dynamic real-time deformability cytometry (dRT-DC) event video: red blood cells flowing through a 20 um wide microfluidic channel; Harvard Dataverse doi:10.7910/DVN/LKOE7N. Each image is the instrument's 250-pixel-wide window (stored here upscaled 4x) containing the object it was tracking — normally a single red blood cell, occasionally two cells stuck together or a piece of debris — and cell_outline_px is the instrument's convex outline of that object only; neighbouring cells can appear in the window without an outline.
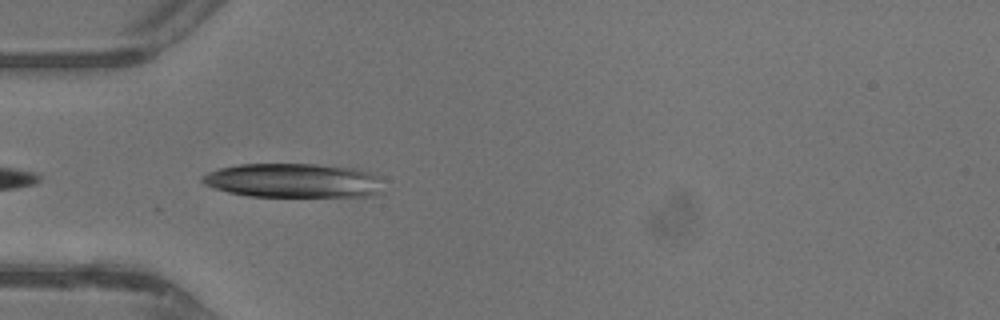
{"species": "common noctule bat (a hibernating species)", "species_latin": "Nyctalus noctula", "temperature_condition": "warm", "stored_images_in_passage": 7, "camera_frame_rate_fps": 3000, "um_per_image_px": 0.085, "animal": {"sex": "male", "body_mass_g": 13.3}, "frame": {"image": 1, "passage_image": 4, "time_ms": 1.0, "image_size_px": [1000, 320], "cell_outline_px": [[380, 192], [372, 196], [248, 196], [228, 192], [204, 184], [200, 180], [200, 176], [208, 172], [220, 168], [240, 164], [316, 164], [356, 168], [380, 176]], "centroid_in_image_um": [24.92, 15.34], "position_along_channel_um": 60.1, "area_um2": 36.07}}